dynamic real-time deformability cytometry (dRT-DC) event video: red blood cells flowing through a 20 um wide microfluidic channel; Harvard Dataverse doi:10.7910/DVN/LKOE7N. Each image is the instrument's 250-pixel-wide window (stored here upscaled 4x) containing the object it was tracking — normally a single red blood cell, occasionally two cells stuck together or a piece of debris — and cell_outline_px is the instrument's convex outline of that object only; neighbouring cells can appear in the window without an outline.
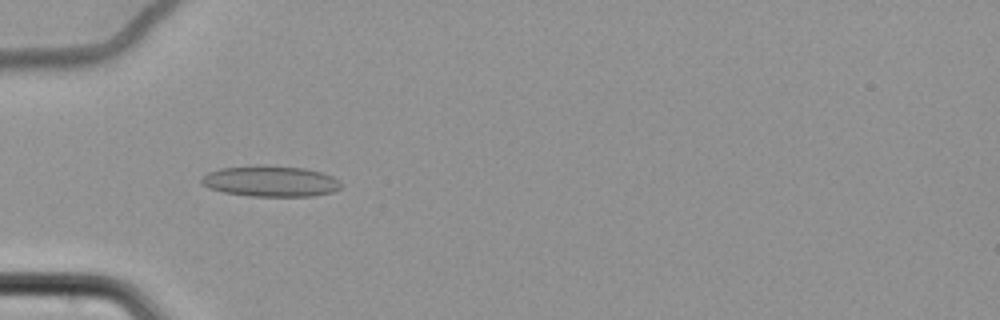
{"species": "common noctule bat (a hibernating species)", "species_latin": "Nyctalus noctula", "temperature_condition": "cold", "stored_images_in_passage": 41, "camera_frame_rate_fps": 3000, "um_per_image_px": 0.085, "animal": {"sex": "female", "body_mass_g": 22.7, "forearm_length_mm": 54.2}, "frame": {"image": 1, "passage_image": 1, "time_ms": 0.0, "image_size_px": [1000, 320], "cell_outline_px": [[340, 188], [332, 192], [312, 196], [248, 196], [224, 192], [208, 188], [200, 184], [200, 180], [208, 172], [220, 168], [264, 164], [304, 168], [320, 172], [332, 176], [340, 184]], "centroid_in_image_um": [22.94, 15.39], "position_along_channel_um": 62.1, "area_um2": 25.2}}
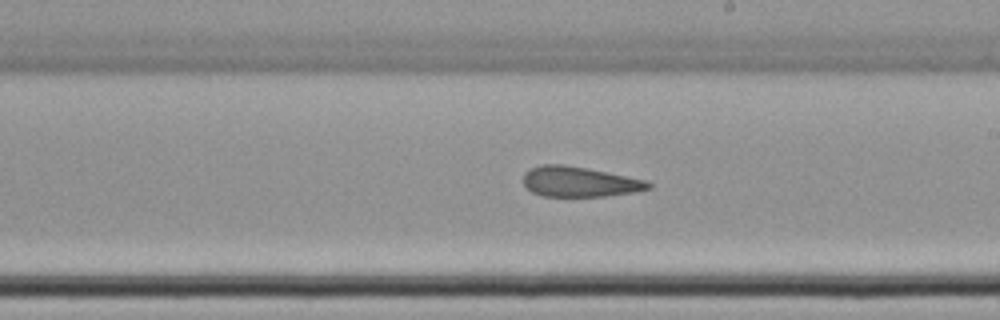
{"frame": {"image": 2, "passage_image": 17, "time_ms": 5.333, "image_size_px": [1000, 320], "cell_outline_px": [[652, 188], [636, 192], [604, 196], [544, 196], [532, 192], [524, 184], [524, 172], [528, 168], [540, 164], [564, 164], [588, 168], [644, 180], [652, 184]], "centroid_in_image_um": [49.23, 15.44], "position_along_channel_um": 239.8, "area_um2": 22.02}}
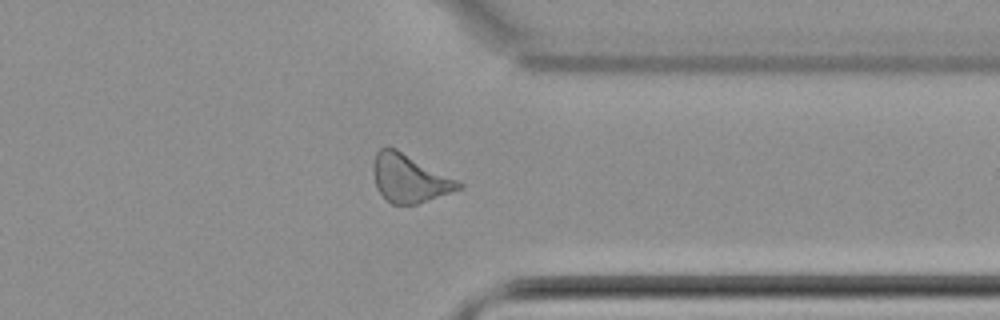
{"frame": {"image": 3, "passage_image": 29, "time_ms": 9.333, "image_size_px": [1000, 320], "cell_outline_px": [[464, 188], [416, 204], [392, 204], [376, 188], [372, 172], [372, 164], [376, 152], [380, 148], [388, 144], [396, 148], [464, 184]], "centroid_in_image_um": [34.76, 15.13], "position_along_channel_um": 376.6, "area_um2": 23.87}, "authors_computed_cell_mechanics": {"area_um2": 22.831, "velocity_mm_per_s": 3.4697, "shape_relaxation_time_tau1_ms": null, "shape_relaxation_time_tau2_ms": 6.0529, "deformation_change_tau1": null, "deformation_change_tau2": 0.1566}}